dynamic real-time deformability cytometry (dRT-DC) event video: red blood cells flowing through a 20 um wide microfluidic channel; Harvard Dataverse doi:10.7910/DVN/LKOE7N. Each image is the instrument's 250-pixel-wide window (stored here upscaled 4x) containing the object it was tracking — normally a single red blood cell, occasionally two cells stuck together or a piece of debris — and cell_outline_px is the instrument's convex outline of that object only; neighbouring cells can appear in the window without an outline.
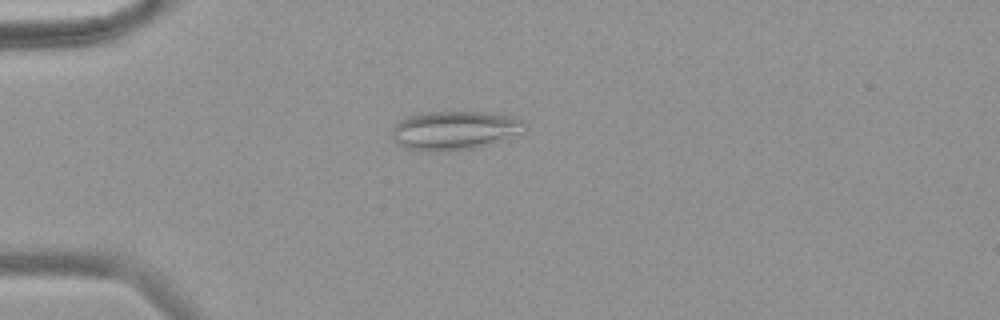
{"species": "common noctule bat (a hibernating species)", "species_latin": "Nyctalus noctula", "temperature_condition": "warm", "stored_images_in_passage": 57, "camera_frame_rate_fps": 3000, "um_per_image_px": 0.085, "animal": {"sex": "female", "body_mass_g": 18.4}, "frame": {"image": 1, "passage_image": 16, "time_ms": 5.0, "image_size_px": [1000, 320], "cell_outline_px": [[528, 128], [524, 132], [504, 140], [492, 144], [476, 148], [420, 152], [404, 148], [396, 144], [392, 140], [392, 128], [400, 120], [408, 116], [420, 112], [484, 112], [512, 116], [520, 120]], "centroid_in_image_um": [38.61, 11.09], "position_along_channel_um": 46.4, "area_um2": 30.46}}
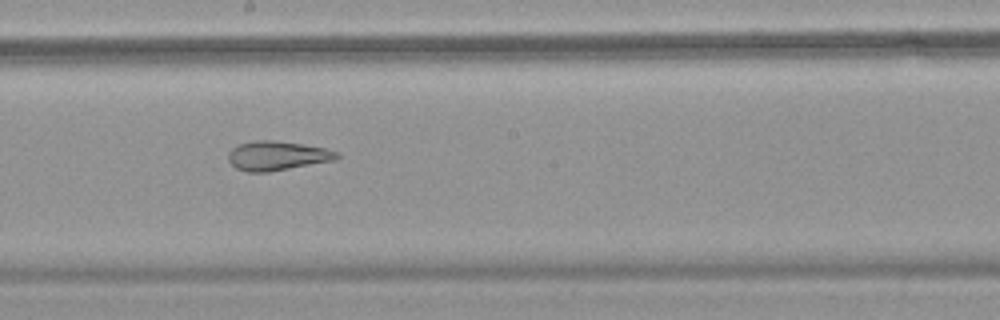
{"frame": {"image": 2, "passage_image": 33, "time_ms": 10.667, "image_size_px": [1000, 320], "cell_outline_px": [[340, 156], [336, 160], [268, 172], [248, 172], [236, 168], [228, 160], [228, 152], [236, 144], [256, 140], [272, 140], [304, 144], [324, 148], [340, 152]], "centroid_in_image_um": [23.56, 13.23], "position_along_channel_um": 224.6, "area_um2": 18.67}}
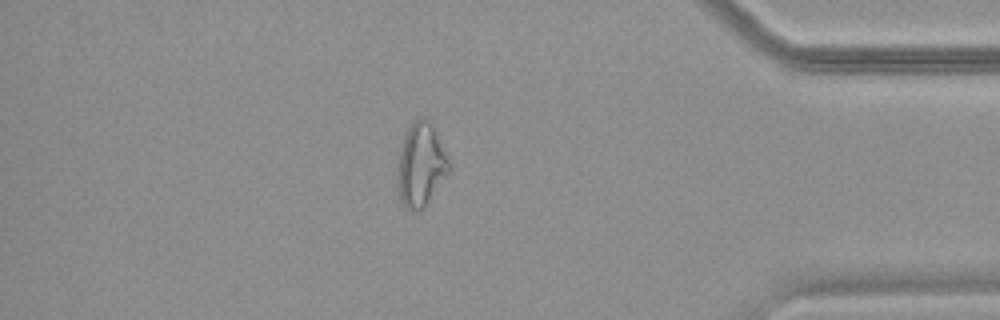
{"frame": {"image": 3, "passage_image": 50, "time_ms": 16.333, "image_size_px": [1000, 320], "cell_outline_px": [[452, 168], [428, 200], [416, 212], [412, 212], [400, 200], [396, 188], [396, 176], [400, 152], [404, 136], [408, 128], [420, 116], [428, 116], [436, 132]], "centroid_in_image_um": [35.75, 13.98], "position_along_channel_um": 399.4, "area_um2": 24.85}, "authors_computed_cell_mechanics": {"area_um2": 24.854, "velocity_mm_per_s": 3.5824, "shape_relaxation_time_tau1_ms": null, "shape_relaxation_time_tau2_ms": 2.7412, "deformation_change_tau1": null, "deformation_change_tau2": 0.1078}}